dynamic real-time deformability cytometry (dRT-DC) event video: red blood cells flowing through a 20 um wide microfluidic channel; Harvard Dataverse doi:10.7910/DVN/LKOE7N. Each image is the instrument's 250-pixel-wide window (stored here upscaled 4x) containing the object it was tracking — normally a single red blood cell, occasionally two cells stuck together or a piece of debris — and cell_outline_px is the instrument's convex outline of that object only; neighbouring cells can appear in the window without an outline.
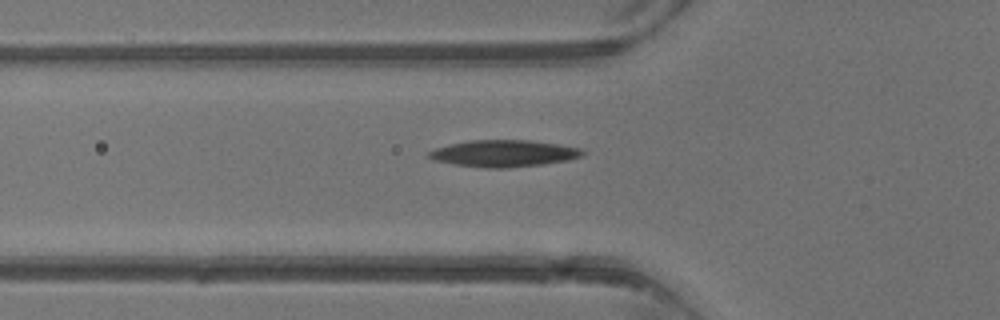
{"species": "common noctule bat (a hibernating species)", "species_latin": "Nyctalus noctula", "temperature_condition": "warm", "stored_images_in_passage": 2, "camera_frame_rate_fps": 3000, "um_per_image_px": 0.085, "animal": {"sex": "male", "body_mass_g": 13.3}, "frame": {"image": 1, "passage_image": 2, "time_ms": 2.0, "image_size_px": [1000, 320], "cell_outline_px": [[584, 156], [568, 160], [540, 164], [508, 168], [484, 168], [452, 164], [432, 160], [424, 156], [428, 152], [436, 148], [448, 144], [468, 140], [528, 140], [556, 144], [580, 148], [584, 152]], "centroid_in_image_um": [42.74, 13.04], "position_along_channel_um": 83.1, "area_um2": 24.1}}